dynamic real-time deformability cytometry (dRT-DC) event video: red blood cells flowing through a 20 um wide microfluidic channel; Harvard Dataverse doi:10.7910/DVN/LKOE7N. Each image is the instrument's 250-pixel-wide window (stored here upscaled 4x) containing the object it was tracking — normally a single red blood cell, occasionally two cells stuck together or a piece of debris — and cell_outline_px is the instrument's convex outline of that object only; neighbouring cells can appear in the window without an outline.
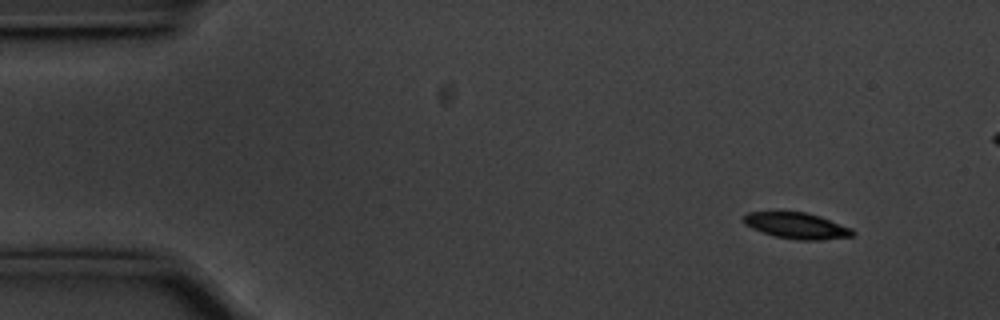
{"species": "common noctule bat (a hibernating species)", "species_latin": "Nyctalus noctula", "temperature_condition": "cold", "stored_images_in_passage": 53, "camera_frame_rate_fps": 3000, "um_per_image_px": 0.085, "animal": {"sex": "male", "body_mass_g": 20.1, "forearm_length_mm": 53.5}, "frame": {"image": 1, "passage_image": 1, "time_ms": 0.0, "image_size_px": [1000, 320], "cell_outline_px": [[856, 232], [852, 236], [824, 240], [796, 240], [776, 236], [752, 228], [744, 224], [744, 216], [748, 212], [804, 212], [820, 216], [852, 228]], "centroid_in_image_um": [67.76, 19.19], "position_along_channel_um": 17.2, "area_um2": 16.47}}
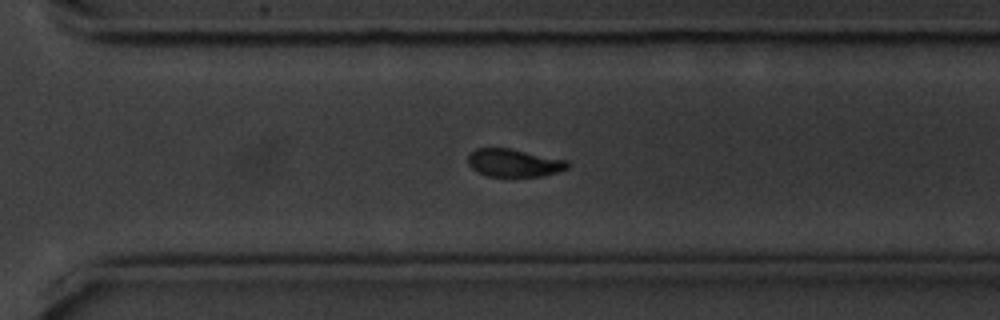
{"frame": {"image": 2, "passage_image": 35, "time_ms": 11.333, "image_size_px": [1000, 320], "cell_outline_px": [[572, 164], [568, 168], [544, 176], [488, 176], [472, 168], [468, 164], [468, 156], [476, 148], [508, 148], [568, 160]], "centroid_in_image_um": [43.73, 13.84], "position_along_channel_um": 326.9, "area_um2": 16.07}}
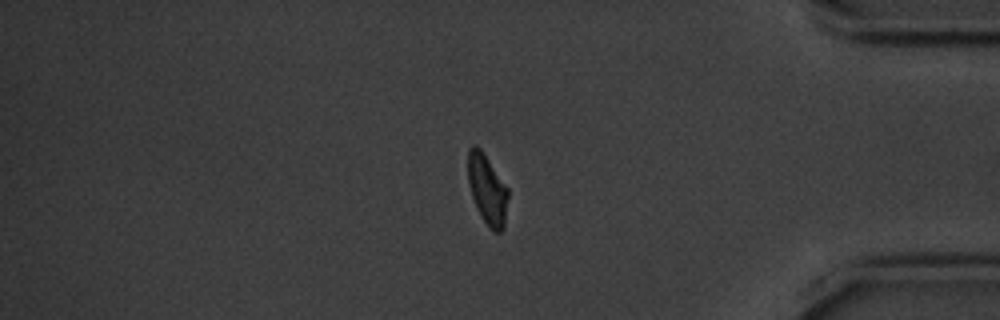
{"frame": {"image": 3, "passage_image": 43, "time_ms": 14.0, "image_size_px": [1000, 320], "cell_outline_px": [[508, 196], [504, 228], [500, 232], [492, 232], [488, 228], [480, 216], [476, 208], [468, 184], [468, 148], [472, 144], [476, 144], [480, 148], [508, 188]], "centroid_in_image_um": [41.4, 16.13], "position_along_channel_um": 393.8, "area_um2": 16.53}, "authors_computed_cell_mechanics": {"area_um2": 17.2244, "velocity_mm_per_s": 3.5428, "shape_relaxation_time_tau1_ms": 2.8387, "shape_relaxation_time_tau2_ms": null, "deformation_change_tau1": 0.1239, "deformation_change_tau2": null}}